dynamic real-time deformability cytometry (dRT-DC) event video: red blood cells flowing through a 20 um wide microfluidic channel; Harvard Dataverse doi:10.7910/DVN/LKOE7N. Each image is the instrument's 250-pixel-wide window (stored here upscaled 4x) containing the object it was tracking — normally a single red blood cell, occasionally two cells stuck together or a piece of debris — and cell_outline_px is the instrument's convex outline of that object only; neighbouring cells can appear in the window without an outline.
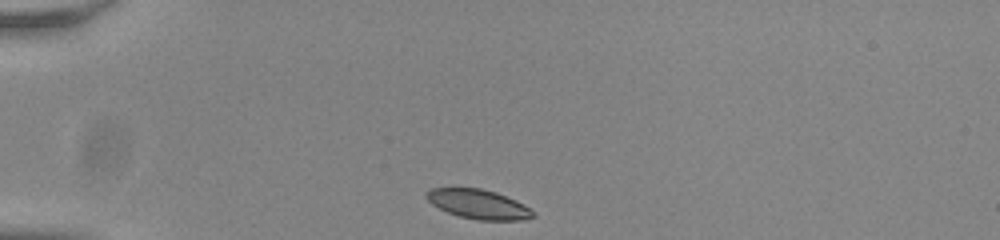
{"species": "common noctule bat (a hibernating species)", "species_latin": "Nyctalus noctula", "temperature_condition": "room temperature", "stored_images_in_passage": 35, "camera_frame_rate_fps": 3000, "um_per_image_px": 0.085, "animal": {"sex": "male", "body_mass_g": 20.0, "forearm_length_mm": 53.3}, "frame": {"image": 1, "passage_image": 1, "time_ms": 0.0, "image_size_px": [1000, 240], "cell_outline_px": [[536, 216], [524, 220], [480, 220], [460, 216], [448, 212], [432, 204], [424, 196], [432, 188], [480, 188], [496, 192], [516, 200], [524, 204]], "centroid_in_image_um": [40.68, 17.35], "position_along_channel_um": 44.3, "area_um2": 18.03}}
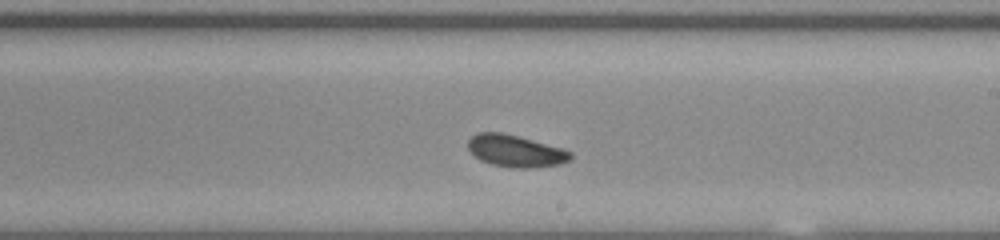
{"frame": {"image": 2, "passage_image": 20, "time_ms": 6.333, "image_size_px": [1000, 240], "cell_outline_px": [[572, 156], [568, 160], [560, 164], [536, 168], [512, 168], [492, 164], [480, 160], [468, 148], [468, 140], [476, 132], [504, 132], [520, 136], [560, 148], [572, 152]], "centroid_in_image_um": [43.81, 12.83], "position_along_channel_um": 245.2, "area_um2": 19.13}}
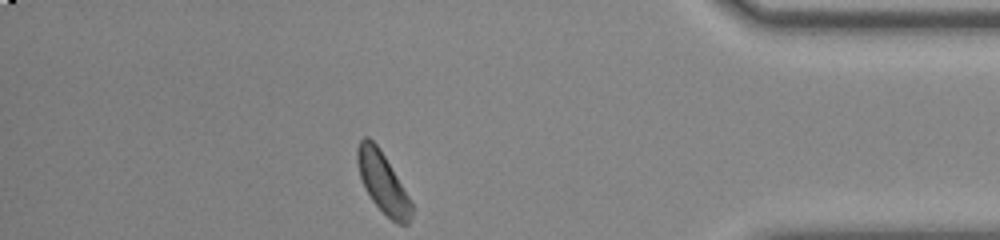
{"frame": {"image": 3, "passage_image": 35, "time_ms": 11.333, "image_size_px": [1000, 240], "cell_outline_px": [[412, 216], [408, 224], [396, 224], [372, 200], [364, 188], [360, 176], [356, 160], [356, 148], [360, 140], [364, 136], [368, 136], [380, 148], [408, 196], [412, 204]], "centroid_in_image_um": [32.51, 15.49], "position_along_channel_um": 402.7, "area_um2": 18.9}, "authors_computed_cell_mechanics": {"area_um2": 19.3052, "velocity_mm_per_s": 3.7548, "shape_relaxation_time_tau1_ms": 4.8084, "shape_relaxation_time_tau2_ms": 4.1831, "deformation_change_tau1": 0.1304, "deformation_change_tau2": 0.0821}}